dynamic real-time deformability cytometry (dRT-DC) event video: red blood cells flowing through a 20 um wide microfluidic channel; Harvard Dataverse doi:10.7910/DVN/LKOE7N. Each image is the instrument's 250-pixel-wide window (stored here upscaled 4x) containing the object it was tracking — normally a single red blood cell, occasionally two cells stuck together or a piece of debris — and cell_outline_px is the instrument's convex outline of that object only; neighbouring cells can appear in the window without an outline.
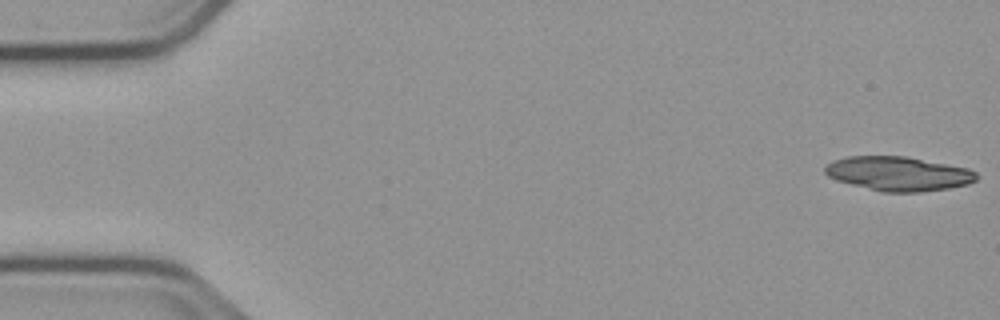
{"species": "common noctule bat (a hibernating species)", "species_latin": "Nyctalus noctula", "temperature_condition": "cold", "stored_images_in_passage": 39, "camera_frame_rate_fps": 3000, "um_per_image_px": 0.085, "animal": {"sex": "male", "body_mass_g": 23.1, "forearm_length_mm": 52.7}, "frame": {"image": 1, "passage_image": 1, "time_ms": 0.0, "image_size_px": [1000, 320], "cell_outline_px": [[976, 180], [968, 184], [948, 188], [920, 192], [880, 192], [836, 180], [828, 176], [824, 172], [824, 168], [832, 160], [848, 156], [908, 156], [968, 168], [976, 172]], "centroid_in_image_um": [76.34, 14.76], "position_along_channel_um": 8.7, "area_um2": 30.35}}
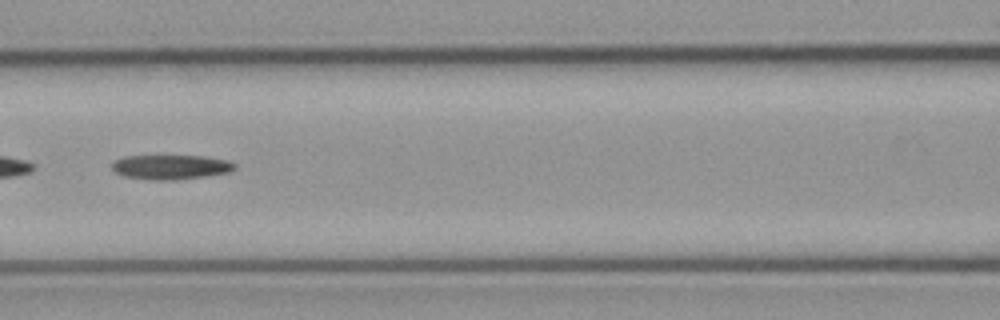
{"frame": {"image": 2, "passage_image": 24, "time_ms": 7.667, "image_size_px": [1000, 320], "cell_outline_px": [[236, 168], [228, 172], [204, 176], [176, 180], [152, 180], [124, 176], [116, 172], [112, 168], [112, 164], [116, 160], [128, 156], [204, 156], [228, 160], [236, 164]], "centroid_in_image_um": [14.54, 14.2], "position_along_channel_um": 152.1, "area_um2": 17.4}}
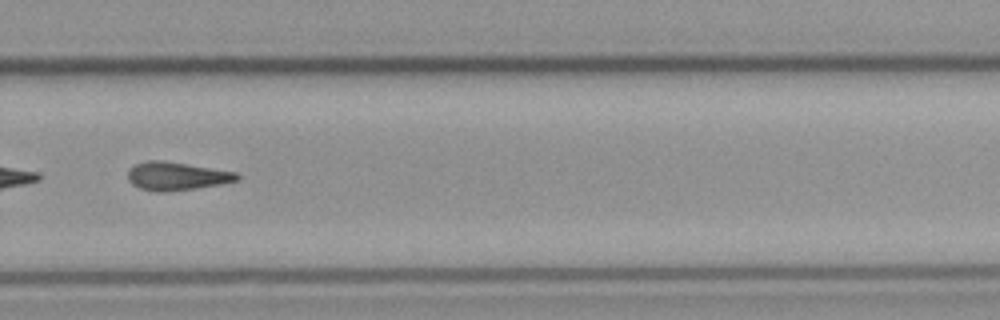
{"frame": {"image": 3, "passage_image": 37, "time_ms": 12.0, "image_size_px": [1000, 320], "cell_outline_px": [[240, 176], [236, 180], [220, 184], [196, 188], [168, 192], [156, 192], [140, 188], [132, 184], [128, 180], [128, 172], [136, 164], [148, 160], [160, 160], [236, 172]], "centroid_in_image_um": [14.98, 14.98], "position_along_channel_um": 314.8, "area_um2": 17.69}}